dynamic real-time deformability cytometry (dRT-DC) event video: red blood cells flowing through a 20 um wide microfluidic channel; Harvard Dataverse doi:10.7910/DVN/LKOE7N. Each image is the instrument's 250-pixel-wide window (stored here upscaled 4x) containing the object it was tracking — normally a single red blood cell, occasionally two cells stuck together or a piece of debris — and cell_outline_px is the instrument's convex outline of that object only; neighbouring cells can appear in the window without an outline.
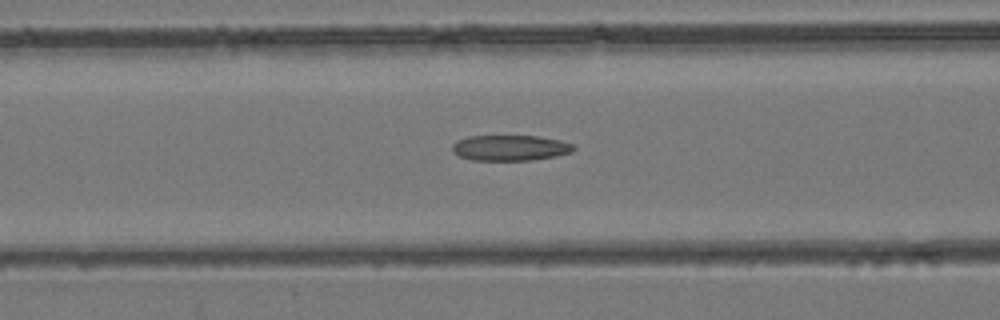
{"species": "common noctule bat (a hibernating species)", "species_latin": "Nyctalus noctula", "temperature_condition": "room temperature", "stored_images_in_passage": 33, "camera_frame_rate_fps": 3000, "um_per_image_px": 0.085, "animal": {"sex": "female", "body_mass_g": 24.6, "forearm_length_mm": 56.2}, "frame": {"image": 1, "passage_image": 20, "time_ms": 6.333, "image_size_px": [1000, 320], "cell_outline_px": [[576, 148], [572, 152], [556, 156], [532, 160], [472, 160], [460, 156], [452, 152], [452, 144], [456, 140], [468, 136], [540, 136], [560, 140], [572, 144]], "centroid_in_image_um": [43.35, 12.56], "position_along_channel_um": 123.2, "area_um2": 18.21}}
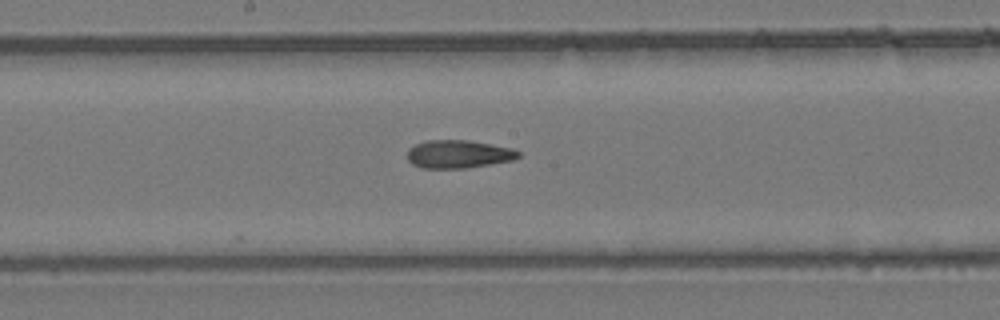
{"frame": {"image": 2, "passage_image": 26, "time_ms": 8.333, "image_size_px": [1000, 320], "cell_outline_px": [[520, 156], [512, 160], [464, 168], [424, 168], [412, 164], [408, 160], [408, 148], [416, 144], [428, 140], [468, 140], [512, 148], [520, 152]], "centroid_in_image_um": [38.95, 13.09], "position_along_channel_um": 209.3, "area_um2": 17.98}}
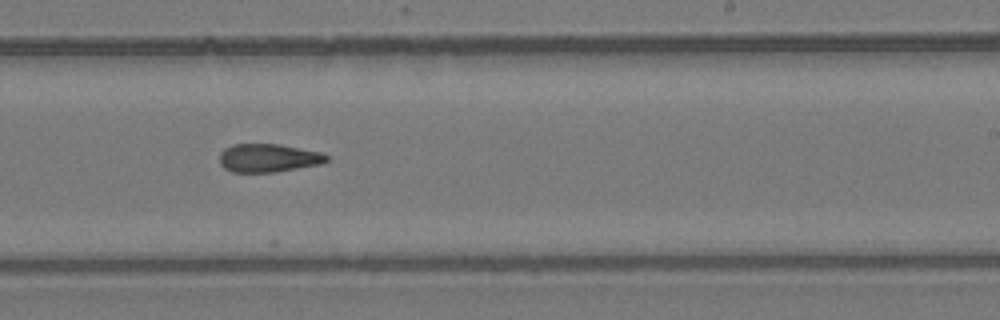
{"frame": {"image": 3, "passage_image": 30, "time_ms": 9.667, "image_size_px": [1000, 320], "cell_outline_px": [[332, 160], [324, 164], [276, 172], [232, 172], [224, 168], [220, 164], [220, 152], [224, 148], [232, 144], [280, 144], [320, 152], [328, 156]], "centroid_in_image_um": [22.85, 13.43], "position_along_channel_um": 266.2, "area_um2": 17.98}}